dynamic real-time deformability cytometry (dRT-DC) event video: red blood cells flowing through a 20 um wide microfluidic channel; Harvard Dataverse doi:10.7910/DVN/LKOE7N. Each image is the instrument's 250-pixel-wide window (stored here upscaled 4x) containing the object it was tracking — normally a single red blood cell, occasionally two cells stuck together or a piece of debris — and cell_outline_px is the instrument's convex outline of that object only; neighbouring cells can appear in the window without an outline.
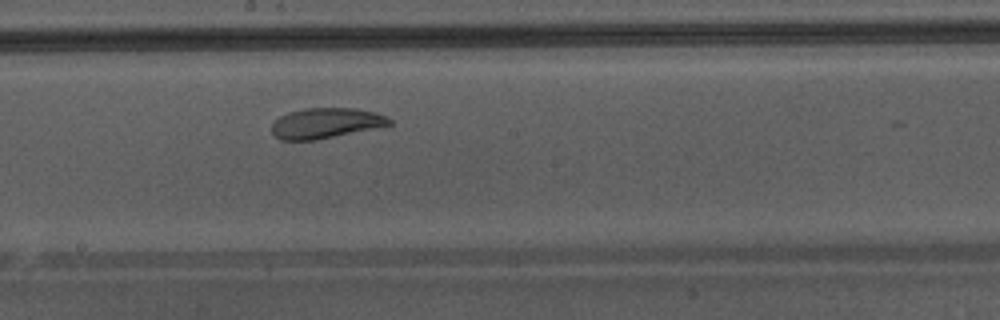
{"species": "Egyptian fruit bat (a non-hibernating species)", "species_latin": "Rousettus aegyptiacus", "temperature_condition": "warm", "stored_images_in_passage": 19, "camera_frame_rate_fps": 3000, "um_per_image_px": 0.085, "animal": {"sex": "male"}, "frame": {"image": 1, "passage_image": 16, "time_ms": 5.0, "image_size_px": [1000, 320], "cell_outline_px": [[392, 124], [316, 140], [280, 140], [272, 136], [272, 124], [280, 116], [288, 112], [304, 108], [356, 108], [376, 112], [388, 116], [392, 120]], "centroid_in_image_um": [27.67, 10.46], "position_along_channel_um": 220.5, "area_um2": 20.87}}